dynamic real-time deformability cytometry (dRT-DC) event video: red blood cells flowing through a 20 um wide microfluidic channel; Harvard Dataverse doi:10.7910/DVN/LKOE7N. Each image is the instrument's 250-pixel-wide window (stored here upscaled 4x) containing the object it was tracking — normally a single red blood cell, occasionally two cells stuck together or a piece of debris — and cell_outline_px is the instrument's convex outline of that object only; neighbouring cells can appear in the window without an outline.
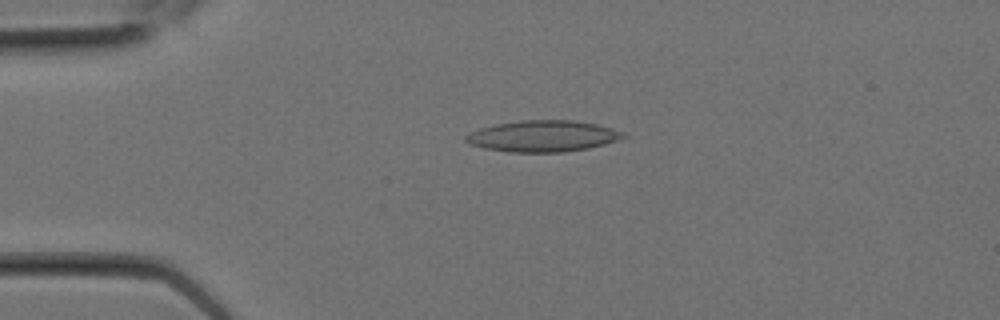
{"species": "Egyptian fruit bat (a non-hibernating species)", "species_latin": "Rousettus aegyptiacus", "temperature_condition": "room temperature", "stored_images_in_passage": 1, "camera_frame_rate_fps": 3000, "um_per_image_px": 0.085, "animal": {"sex": "female"}, "frame": {"image": 1, "passage_image": 1, "time_ms": 0.0, "image_size_px": [1000, 320], "cell_outline_px": [[628, 136], [604, 144], [588, 148], [564, 152], [508, 152], [484, 148], [468, 144], [464, 140], [464, 136], [480, 128], [496, 124], [520, 120], [572, 120], [596, 124], [612, 128], [624, 132]], "centroid_in_image_um": [46.13, 11.57], "position_along_channel_um": 38.9, "area_um2": 28.73}}